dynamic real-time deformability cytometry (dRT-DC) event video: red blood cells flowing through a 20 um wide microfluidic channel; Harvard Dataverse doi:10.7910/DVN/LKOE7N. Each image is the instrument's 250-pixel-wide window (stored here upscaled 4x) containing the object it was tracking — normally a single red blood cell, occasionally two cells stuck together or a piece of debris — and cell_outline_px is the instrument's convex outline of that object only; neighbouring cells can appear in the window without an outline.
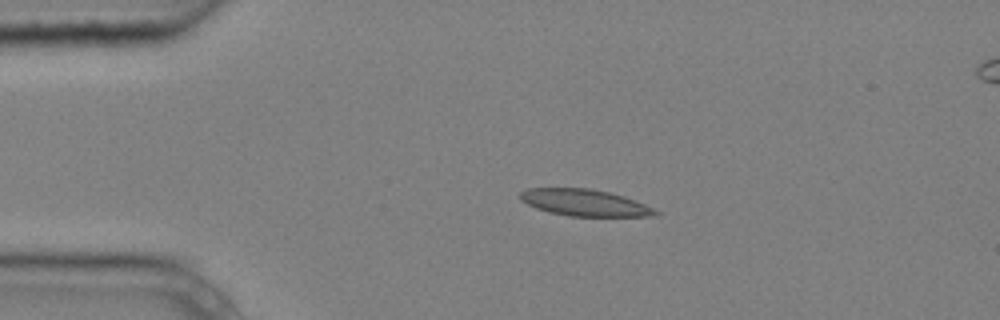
{"species": "common noctule bat (a hibernating species)", "species_latin": "Nyctalus noctula", "temperature_condition": "cold", "stored_images_in_passage": 5, "camera_frame_rate_fps": 3000, "um_per_image_px": 0.085, "animal": {"sex": "male", "body_mass_g": 20.4}, "frame": {"image": 1, "passage_image": 3, "time_ms": 0.667, "image_size_px": [1000, 320], "cell_outline_px": [[660, 212], [656, 216], [568, 216], [548, 212], [536, 208], [520, 200], [520, 192], [528, 188], [592, 188], [624, 196], [636, 200]], "centroid_in_image_um": [49.68, 17.22], "position_along_channel_um": 35.3, "area_um2": 21.04}}